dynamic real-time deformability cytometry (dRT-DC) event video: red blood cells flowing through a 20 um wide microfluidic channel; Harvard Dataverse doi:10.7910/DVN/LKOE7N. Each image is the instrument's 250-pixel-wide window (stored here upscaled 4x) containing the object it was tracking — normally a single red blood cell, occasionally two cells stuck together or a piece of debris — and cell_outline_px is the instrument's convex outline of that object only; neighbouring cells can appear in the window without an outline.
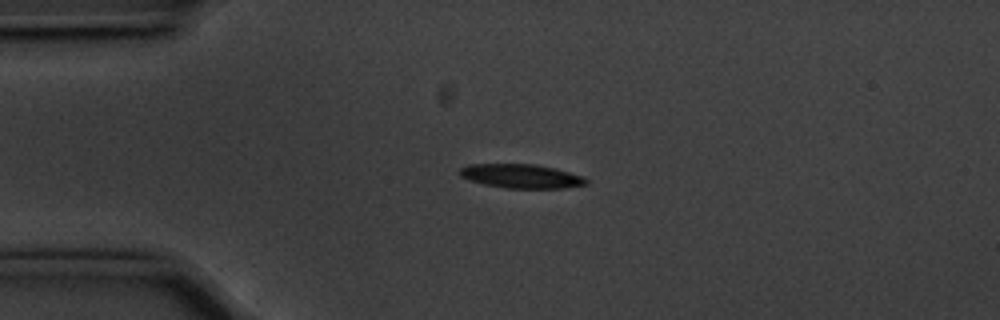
{"species": "common noctule bat (a hibernating species)", "species_latin": "Nyctalus noctula", "temperature_condition": "cold", "stored_images_in_passage": 44, "camera_frame_rate_fps": 3000, "um_per_image_px": 0.085, "animal": {"sex": "male", "body_mass_g": 20.1, "forearm_length_mm": 53.5}, "frame": {"image": 1, "passage_image": 1, "time_ms": 0.0, "image_size_px": [1000, 320], "cell_outline_px": [[588, 184], [564, 188], [508, 188], [484, 184], [460, 176], [460, 168], [468, 164], [536, 164], [584, 176], [588, 180]], "centroid_in_image_um": [44.33, 14.97], "position_along_channel_um": 40.7, "area_um2": 17.51}}
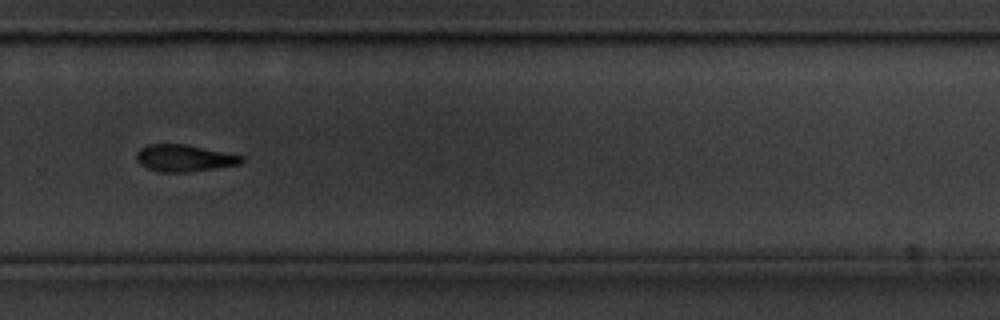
{"frame": {"image": 2, "passage_image": 26, "time_ms": 8.333, "image_size_px": [1000, 320], "cell_outline_px": [[244, 160], [240, 164], [188, 172], [160, 172], [148, 168], [140, 164], [136, 160], [136, 152], [140, 148], [148, 144], [184, 144], [244, 156]], "centroid_in_image_um": [15.63, 13.44], "position_along_channel_um": 314.2, "area_um2": 16.36}}
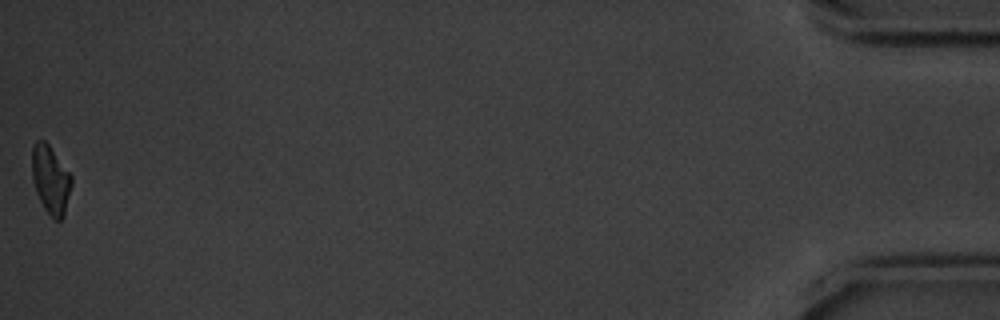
{"frame": {"image": 3, "passage_image": 44, "time_ms": 14.333, "image_size_px": [1000, 320], "cell_outline_px": [[72, 184], [64, 216], [60, 220], [56, 220], [44, 208], [36, 192], [32, 180], [32, 148], [36, 140], [44, 140], [48, 144], [72, 176]], "centroid_in_image_um": [4.3, 15.26], "position_along_channel_um": 430.9, "area_um2": 15.61}, "authors_computed_cell_mechanics": {"area_um2": 17.6579, "velocity_mm_per_s": 3.566, "shape_relaxation_time_tau1_ms": 3.8059, "shape_relaxation_time_tau2_ms": null, "deformation_change_tau1": 0.1304, "deformation_change_tau2": null}}